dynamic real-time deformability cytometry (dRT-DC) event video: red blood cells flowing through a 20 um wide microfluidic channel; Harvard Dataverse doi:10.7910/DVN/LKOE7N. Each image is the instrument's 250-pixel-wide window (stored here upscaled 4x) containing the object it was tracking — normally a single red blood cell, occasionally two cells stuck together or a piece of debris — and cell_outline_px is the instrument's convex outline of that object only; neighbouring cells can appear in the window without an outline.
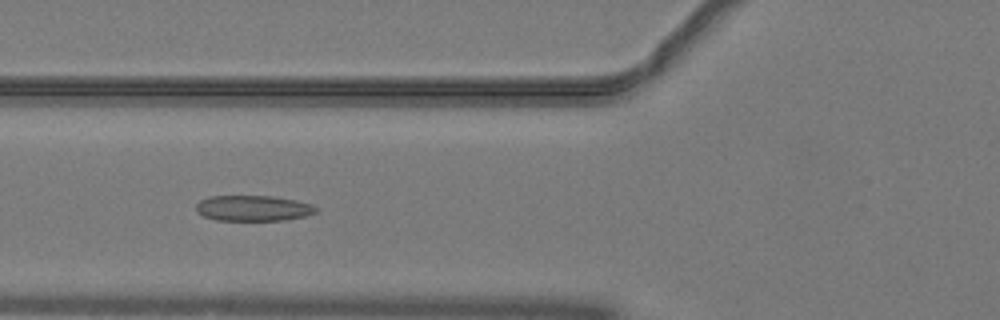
{"species": "common noctule bat (a hibernating species)", "species_latin": "Nyctalus noctula", "temperature_condition": "warm", "stored_images_in_passage": 39, "camera_frame_rate_fps": 3000, "um_per_image_px": 0.085, "animal": {"sex": "male", "body_mass_g": 19.2, "forearm_length_mm": 51.8}, "frame": {"image": 1, "passage_image": 8, "time_ms": 2.333, "image_size_px": [1000, 320], "cell_outline_px": [[316, 212], [304, 216], [284, 220], [216, 220], [204, 216], [196, 212], [196, 204], [200, 200], [208, 196], [272, 196], [296, 200], [312, 204], [316, 208]], "centroid_in_image_um": [21.48, 17.69], "position_along_channel_um": 104.3, "area_um2": 17.86}}
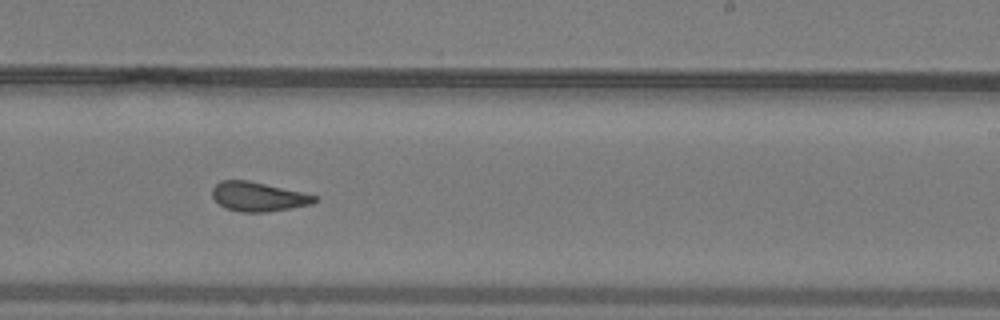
{"frame": {"image": 2, "passage_image": 20, "time_ms": 6.333, "image_size_px": [1000, 320], "cell_outline_px": [[320, 200], [312, 204], [292, 208], [268, 212], [240, 212], [224, 208], [212, 196], [212, 188], [220, 180], [248, 180], [304, 192], [316, 196]], "centroid_in_image_um": [21.97, 16.72], "position_along_channel_um": 267.0, "area_um2": 17.69}}
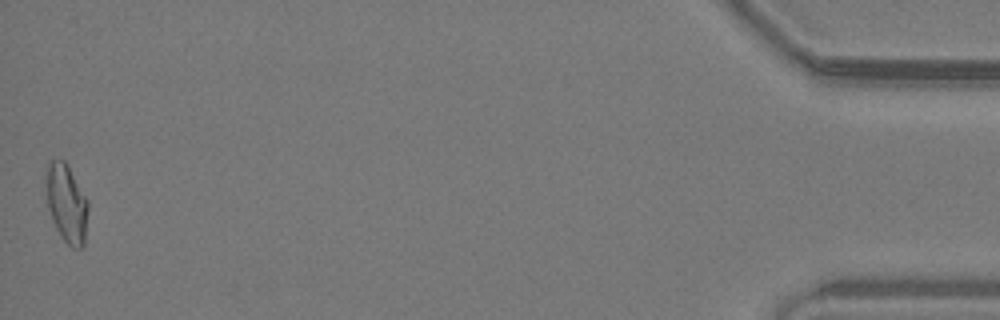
{"frame": {"image": 3, "passage_image": 39, "time_ms": 12.667, "image_size_px": [1000, 320], "cell_outline_px": [[88, 208], [84, 248], [72, 248], [60, 236], [52, 220], [48, 208], [44, 172], [48, 164], [52, 160], [64, 160], [68, 164], [88, 200]], "centroid_in_image_um": [5.65, 17.27], "position_along_channel_um": 429.5, "area_um2": 19.54}, "authors_computed_cell_mechanics": {"area_um2": 18.0336, "velocity_mm_per_s": 4.0729, "shape_relaxation_time_tau1_ms": null, "shape_relaxation_time_tau2_ms": 2.1459, "deformation_change_tau1": null, "deformation_change_tau2": 0.0987}}